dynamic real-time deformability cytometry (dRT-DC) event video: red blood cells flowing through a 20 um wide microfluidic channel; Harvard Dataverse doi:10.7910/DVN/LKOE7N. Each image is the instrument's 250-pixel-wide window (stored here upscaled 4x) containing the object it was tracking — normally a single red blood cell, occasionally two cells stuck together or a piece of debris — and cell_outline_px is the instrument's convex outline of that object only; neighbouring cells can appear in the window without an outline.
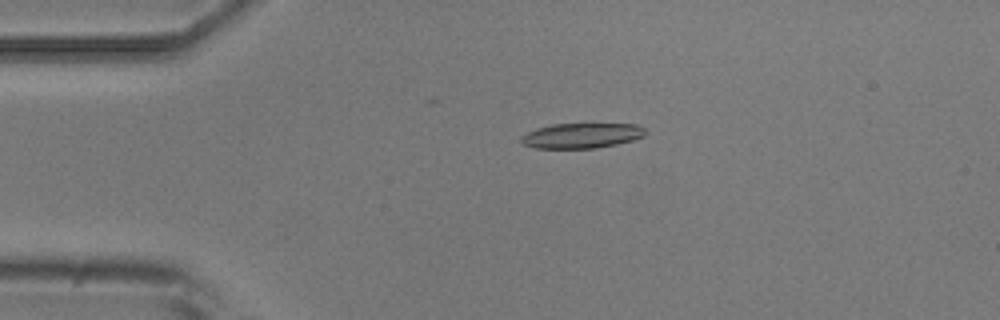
{"species": "common noctule bat (a hibernating species)", "species_latin": "Nyctalus noctula", "temperature_condition": "room temperature", "stored_images_in_passage": 6, "camera_frame_rate_fps": 3000, "um_per_image_px": 0.085, "animal": {"sex": "male", "body_mass_g": 20.5, "forearm_length_mm": 52.5}, "frame": {"image": 1, "passage_image": 4, "time_ms": 3.667, "image_size_px": [1000, 320], "cell_outline_px": [[644, 136], [632, 140], [616, 144], [596, 148], [536, 148], [524, 144], [520, 140], [520, 136], [536, 128], [552, 124], [636, 124], [644, 128]], "centroid_in_image_um": [49.41, 11.52], "position_along_channel_um": 35.6, "area_um2": 18.03}}
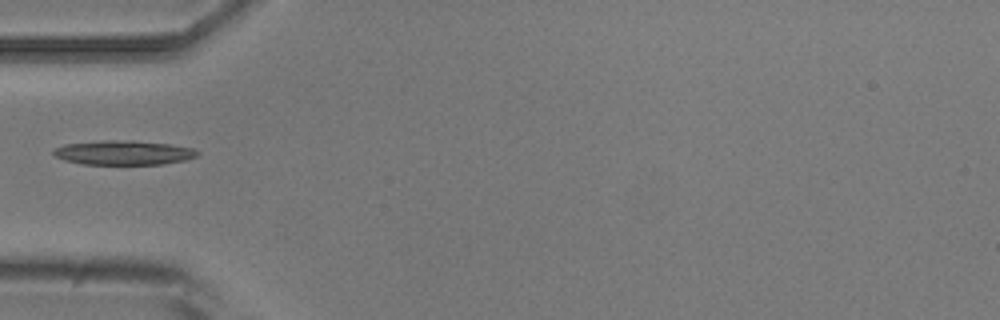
{"frame": {"image": 2, "passage_image": 5, "time_ms": 5.667, "image_size_px": [1000, 320], "cell_outline_px": [[200, 152], [196, 156], [184, 160], [164, 164], [84, 164], [64, 160], [56, 156], [52, 152], [56, 148], [64, 144], [104, 140], [132, 140], [168, 144], [192, 148]], "centroid_in_image_um": [10.5, 12.97], "position_along_channel_um": 74.5, "area_um2": 20.29}}
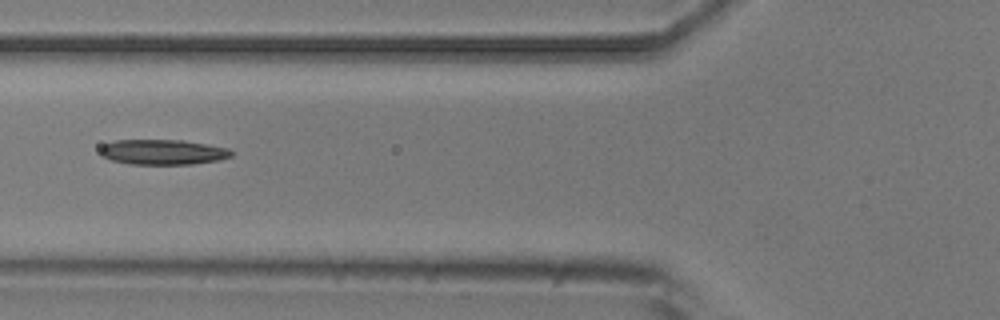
{"frame": {"image": 3, "passage_image": 6, "time_ms": 6.667, "image_size_px": [1000, 320], "cell_outline_px": [[232, 156], [220, 160], [192, 164], [128, 164], [112, 160], [104, 156], [100, 152], [100, 148], [104, 144], [116, 140], [184, 140], [208, 144], [228, 148], [232, 152]], "centroid_in_image_um": [13.87, 12.92], "position_along_channel_um": 111.9, "area_um2": 19.25}}